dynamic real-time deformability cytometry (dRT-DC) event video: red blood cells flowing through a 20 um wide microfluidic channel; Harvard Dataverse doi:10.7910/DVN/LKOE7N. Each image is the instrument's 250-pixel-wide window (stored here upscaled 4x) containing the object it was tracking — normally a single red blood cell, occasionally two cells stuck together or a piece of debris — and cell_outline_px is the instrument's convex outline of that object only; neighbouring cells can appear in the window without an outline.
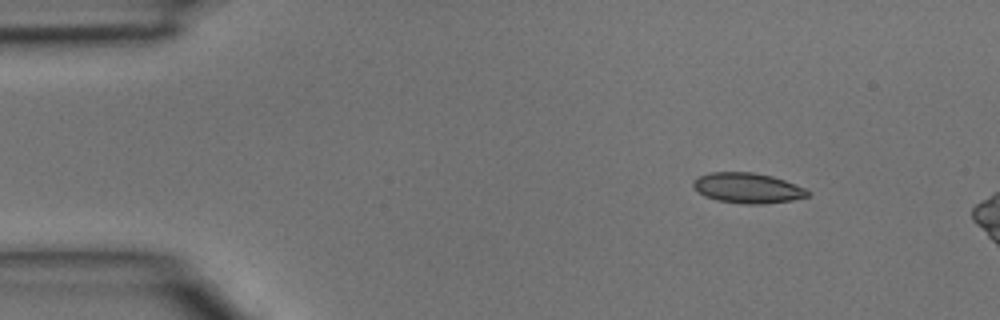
{"species": "common noctule bat (a hibernating species)", "species_latin": "Nyctalus noctula", "temperature_condition": "room temperature", "stored_images_in_passage": 3, "camera_frame_rate_fps": 3000, "um_per_image_px": 0.085, "animal": {"sex": "male", "body_mass_g": 15.6}, "frame": {"image": 1, "passage_image": 1, "time_ms": 0.0, "image_size_px": [1000, 320], "cell_outline_px": [[812, 192], [808, 196], [792, 200], [764, 204], [744, 204], [716, 200], [704, 196], [692, 184], [692, 180], [696, 176], [712, 172], [752, 172], [772, 176], [784, 180], [804, 188]], "centroid_in_image_um": [63.53, 15.98], "position_along_channel_um": 21.5, "area_um2": 20.23}}